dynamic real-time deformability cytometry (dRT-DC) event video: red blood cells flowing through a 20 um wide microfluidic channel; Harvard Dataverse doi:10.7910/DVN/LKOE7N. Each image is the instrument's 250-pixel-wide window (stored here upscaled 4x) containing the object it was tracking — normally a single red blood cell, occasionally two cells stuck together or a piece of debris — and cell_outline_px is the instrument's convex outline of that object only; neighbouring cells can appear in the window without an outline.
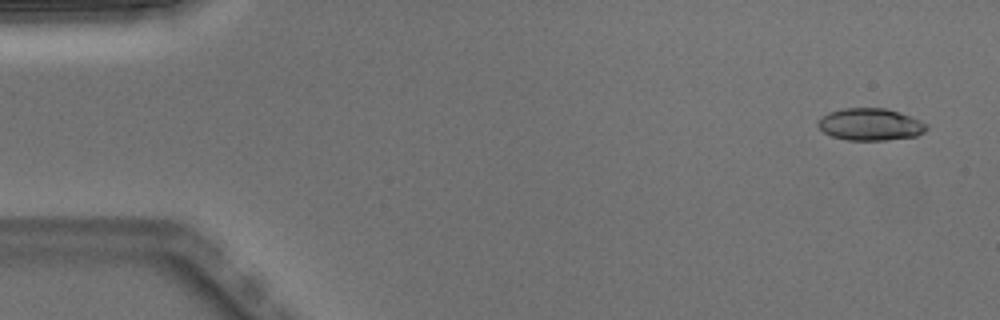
{"species": "Egyptian fruit bat (a non-hibernating species)", "species_latin": "Rousettus aegyptiacus", "temperature_condition": "warm", "stored_images_in_passage": 5, "camera_frame_rate_fps": 3000, "um_per_image_px": 0.085, "animal": {"sex": "male"}, "frame": {"image": 1, "passage_image": 1, "time_ms": 0.0, "image_size_px": [1000, 320], "cell_outline_px": [[928, 128], [924, 132], [916, 136], [884, 140], [848, 140], [832, 136], [824, 132], [816, 124], [828, 112], [840, 108], [884, 108], [900, 112], [920, 120], [928, 124]], "centroid_in_image_um": [73.99, 10.57], "position_along_channel_um": 11.0, "area_um2": 20.29}}
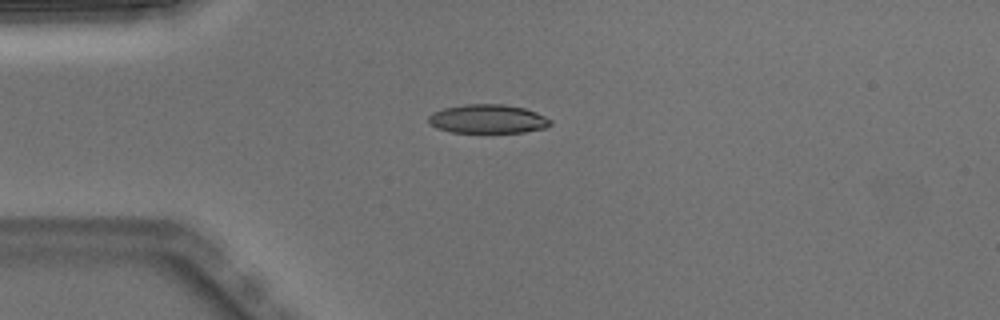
{"frame": {"image": 2, "passage_image": 3, "time_ms": 0.667, "image_size_px": [1000, 320], "cell_outline_px": [[552, 124], [544, 128], [524, 132], [452, 132], [436, 128], [428, 120], [428, 116], [432, 112], [444, 108], [464, 104], [504, 104], [524, 108], [536, 112], [552, 120]], "centroid_in_image_um": [41.46, 10.1], "position_along_channel_um": 43.5, "area_um2": 20.46}}
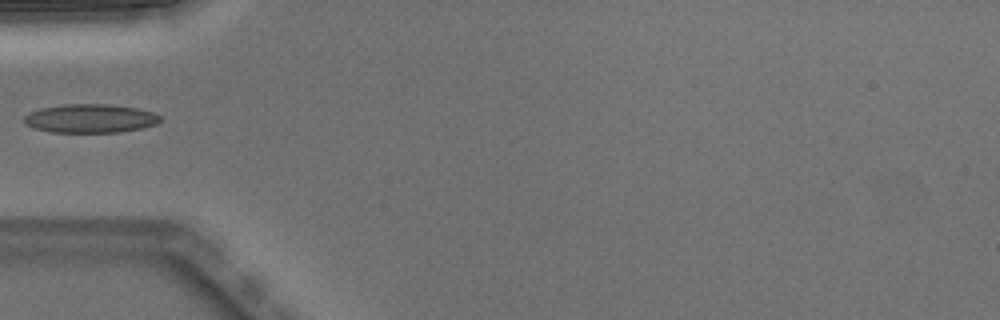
{"frame": {"image": 3, "passage_image": 4, "time_ms": 1.0, "image_size_px": [1000, 320], "cell_outline_px": [[160, 120], [156, 124], [140, 128], [120, 132], [52, 132], [32, 128], [24, 124], [24, 116], [40, 108], [64, 104], [112, 104], [136, 108], [152, 112], [160, 116]], "centroid_in_image_um": [7.64, 10.06], "position_along_channel_um": 77.4, "area_um2": 22.72}}